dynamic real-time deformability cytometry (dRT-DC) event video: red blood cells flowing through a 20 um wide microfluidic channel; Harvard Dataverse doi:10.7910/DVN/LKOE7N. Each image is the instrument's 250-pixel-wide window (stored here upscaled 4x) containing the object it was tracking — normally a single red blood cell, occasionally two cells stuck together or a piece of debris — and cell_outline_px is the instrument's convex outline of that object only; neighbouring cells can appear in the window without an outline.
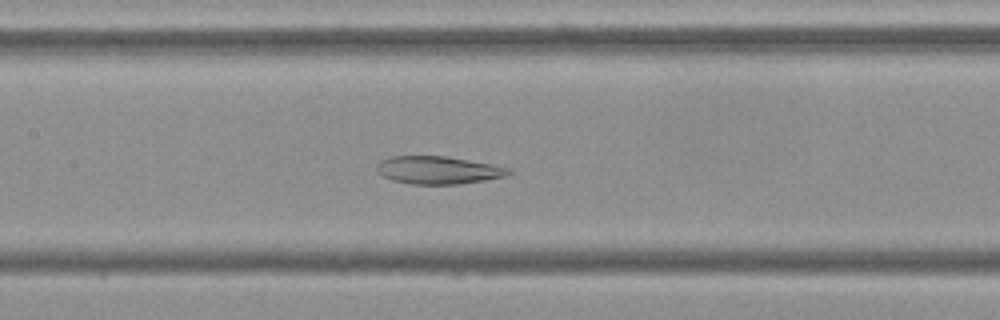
{"species": "Egyptian fruit bat (a non-hibernating species)", "species_latin": "Rousettus aegyptiacus", "temperature_condition": "cold", "stored_images_in_passage": 54, "camera_frame_rate_fps": 3000, "um_per_image_px": 0.085, "frame": {"image": 1, "passage_image": 25, "time_ms": 8.0, "image_size_px": [1000, 320], "cell_outline_px": [[512, 172], [504, 176], [484, 180], [456, 184], [408, 184], [392, 180], [384, 176], [376, 168], [384, 160], [392, 156], [444, 156], [492, 164], [512, 168]], "centroid_in_image_um": [37.29, 14.46], "position_along_channel_um": 170.1, "area_um2": 20.98}}
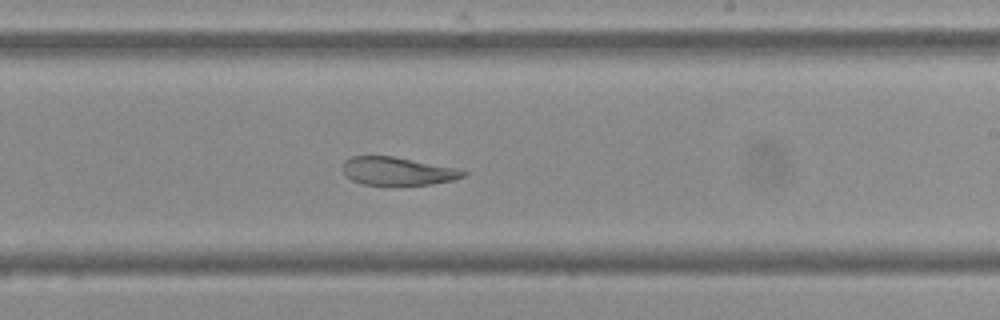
{"frame": {"image": 2, "passage_image": 32, "time_ms": 10.333, "image_size_px": [1000, 320], "cell_outline_px": [[468, 172], [464, 176], [452, 180], [432, 184], [364, 184], [352, 180], [344, 172], [344, 160], [352, 156], [392, 156], [456, 168]], "centroid_in_image_um": [33.8, 14.53], "position_along_channel_um": 255.2, "area_um2": 19.25}}
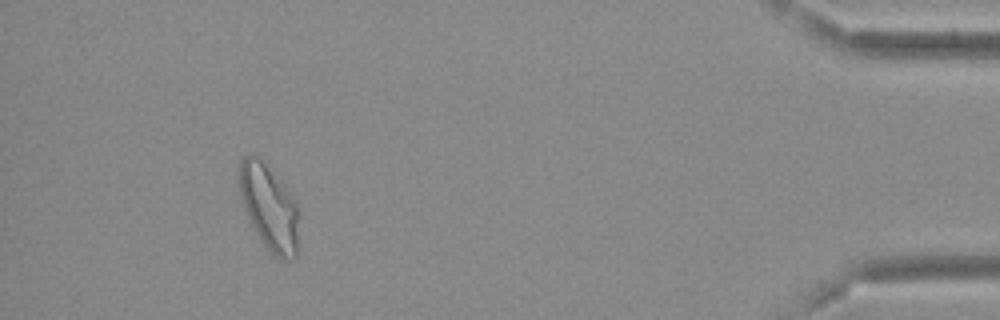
{"frame": {"image": 3, "passage_image": 50, "time_ms": 16.333, "image_size_px": [1000, 320], "cell_outline_px": [[300, 216], [296, 256], [292, 260], [280, 260], [264, 244], [256, 232], [244, 208], [236, 180], [240, 160], [248, 152], [252, 152], [260, 156], [292, 192], [300, 208]], "centroid_in_image_um": [22.89, 17.53], "position_along_channel_um": 412.3, "area_um2": 30.98}, "authors_computed_cell_mechanics": {"area_um2": 27.2816, "velocity_mm_per_s": 3.6552, "shape_relaxation_time_tau1_ms": null, "shape_relaxation_time_tau2_ms": 4.5554, "deformation_change_tau1": null, "deformation_change_tau2": 0.1136}}